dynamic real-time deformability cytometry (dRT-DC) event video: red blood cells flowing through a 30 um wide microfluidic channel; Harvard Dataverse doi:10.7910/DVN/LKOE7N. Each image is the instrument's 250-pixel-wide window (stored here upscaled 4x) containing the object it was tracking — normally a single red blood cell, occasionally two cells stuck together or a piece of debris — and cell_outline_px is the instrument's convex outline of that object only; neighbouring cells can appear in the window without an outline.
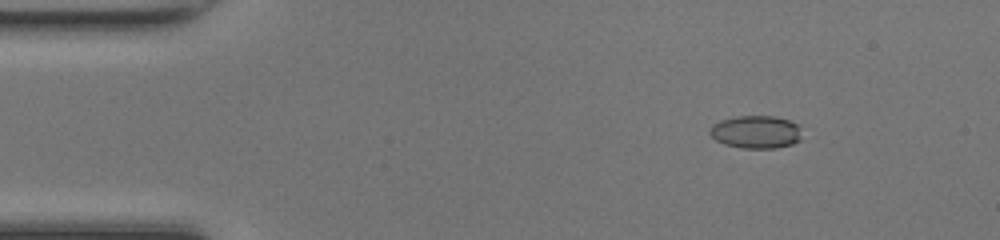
{"species": "common noctule bat (a hibernating species)", "species_latin": "Nyctalus noctula", "temperature_condition": "room temperature", "stored_images_in_passage": 45, "segment_of_instrument_passage": [1, 2], "camera_frame_rate_fps": 3000, "um_per_image_px": 0.085, "animal": {"sex": "female", "body_mass_g": 17.0, "forearm_length_mm": 48.0}, "frame": {"image": 1, "passage_image": 2, "time_ms": 0.333, "image_size_px": [1000, 240], "cell_outline_px": [[800, 140], [792, 144], [776, 148], [744, 148], [724, 144], [716, 140], [708, 132], [712, 124], [720, 120], [736, 116], [776, 116], [800, 124]], "centroid_in_image_um": [64.26, 11.21], "position_along_channel_um": 20.7, "area_um2": 17.74}}
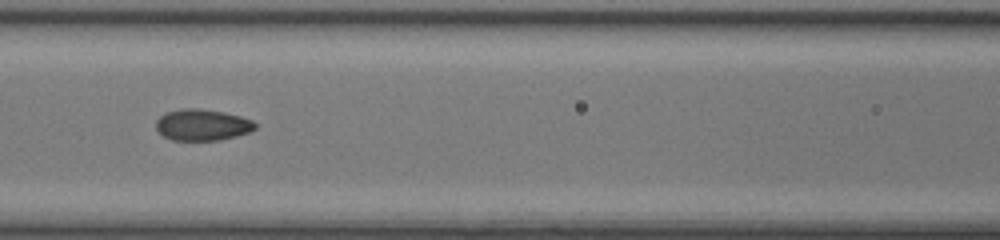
{"frame": {"image": 2, "passage_image": 17, "time_ms": 5.333, "image_size_px": [1000, 240], "cell_outline_px": [[256, 128], [248, 132], [236, 136], [220, 140], [172, 140], [164, 136], [156, 128], [156, 120], [164, 112], [180, 108], [196, 108], [224, 112], [240, 116], [252, 120], [256, 124]], "centroid_in_image_um": [17.17, 10.6], "position_along_channel_um": 149.4, "area_um2": 18.15}}
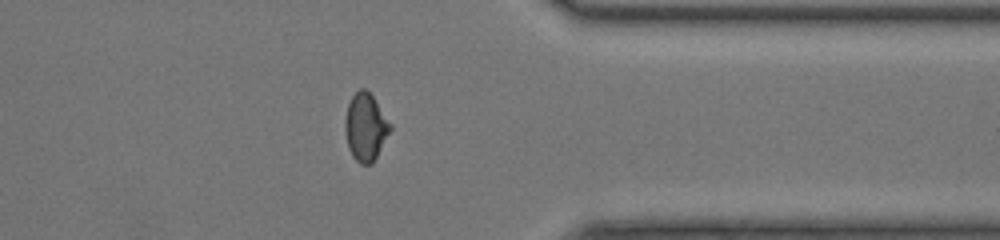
{"frame": {"image": 3, "passage_image": 34, "time_ms": 11.0, "image_size_px": [1000, 240], "cell_outline_px": [[392, 128], [372, 164], [360, 164], [352, 156], [348, 148], [344, 132], [344, 120], [348, 104], [352, 96], [360, 88], [364, 88], [372, 96], [392, 124]], "centroid_in_image_um": [31.06, 10.81], "position_along_channel_um": 380.3, "area_um2": 17.8}}